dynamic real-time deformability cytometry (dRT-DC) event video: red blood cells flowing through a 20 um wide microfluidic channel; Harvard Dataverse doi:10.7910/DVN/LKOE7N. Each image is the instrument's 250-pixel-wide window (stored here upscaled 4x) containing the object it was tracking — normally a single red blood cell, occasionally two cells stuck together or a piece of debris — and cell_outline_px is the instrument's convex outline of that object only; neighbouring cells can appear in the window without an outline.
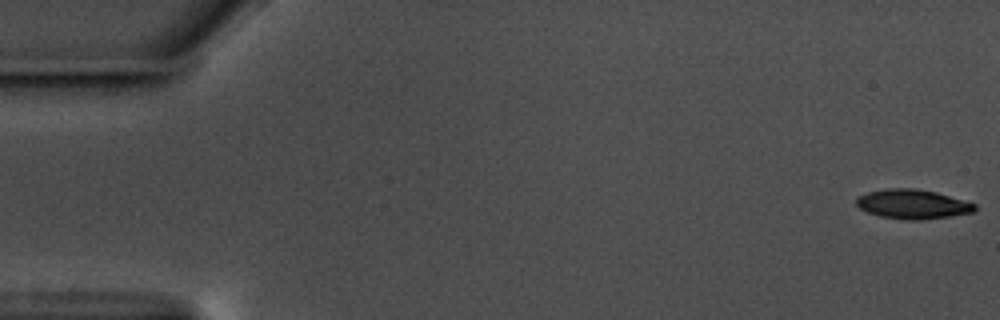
{"species": "common noctule bat (a hibernating species)", "species_latin": "Nyctalus noctula", "temperature_condition": "warm", "stored_images_in_passage": 58, "camera_frame_rate_fps": 3000, "um_per_image_px": 0.085, "animal": {"sex": "male", "body_mass_g": 17.5, "forearm_length_mm": 52.3}, "frame": {"image": 1, "passage_image": 1, "time_ms": 0.0, "image_size_px": [1000, 320], "cell_outline_px": [[976, 208], [972, 212], [948, 216], [920, 220], [908, 220], [880, 216], [868, 212], [860, 208], [856, 204], [856, 196], [868, 192], [888, 188], [912, 188], [936, 192], [976, 204]], "centroid_in_image_um": [77.53, 17.34], "position_along_channel_um": 7.5, "area_um2": 20.06}}
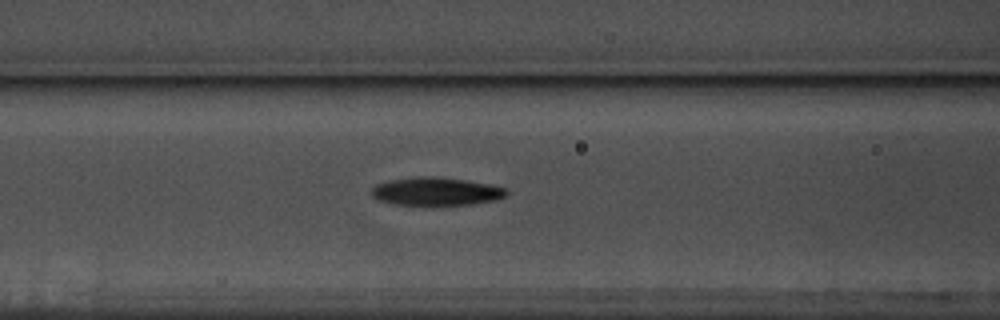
{"frame": {"image": 2, "passage_image": 24, "time_ms": 7.667, "image_size_px": [1000, 320], "cell_outline_px": [[508, 192], [504, 196], [496, 200], [472, 204], [392, 204], [376, 200], [372, 196], [372, 188], [376, 184], [392, 180], [416, 176], [432, 176], [464, 180], [488, 184], [508, 188]], "centroid_in_image_um": [37.05, 16.26], "position_along_channel_um": 129.5, "area_um2": 21.85}}
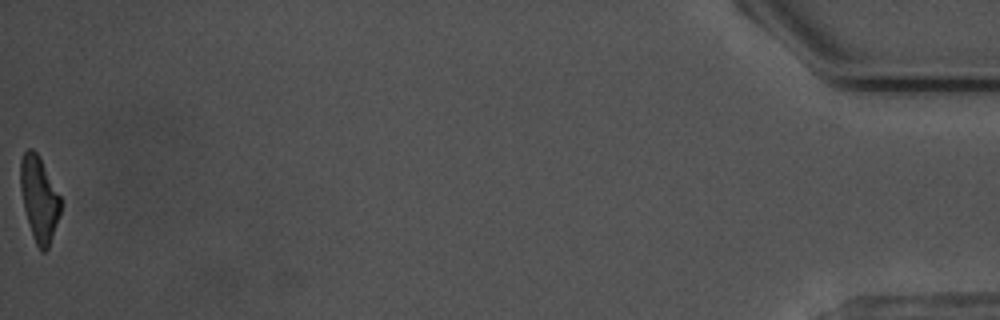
{"frame": {"image": 3, "passage_image": 58, "time_ms": 19.0, "image_size_px": [1000, 320], "cell_outline_px": [[60, 212], [48, 248], [44, 252], [40, 252], [32, 236], [24, 208], [20, 188], [20, 160], [24, 152], [28, 148], [32, 148], [40, 156], [60, 196]], "centroid_in_image_um": [3.31, 16.87], "position_along_channel_um": 431.9, "area_um2": 19.77}, "authors_computed_cell_mechanics": {"area_um2": 21.4727, "velocity_mm_per_s": 3.572, "shape_relaxation_time_tau1_ms": 3.1392, "shape_relaxation_time_tau2_ms": 6.7455, "deformation_change_tau1": 0.1593, "deformation_change_tau2": 0.1718}}